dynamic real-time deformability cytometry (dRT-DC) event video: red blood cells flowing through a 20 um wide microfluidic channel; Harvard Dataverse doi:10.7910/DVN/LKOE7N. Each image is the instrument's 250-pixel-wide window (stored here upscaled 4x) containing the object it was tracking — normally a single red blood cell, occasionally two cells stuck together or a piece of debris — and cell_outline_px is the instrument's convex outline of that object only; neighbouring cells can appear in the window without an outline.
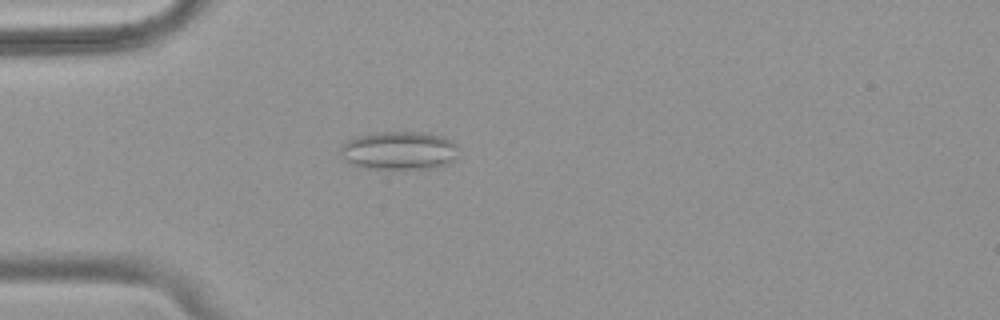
{"species": "common noctule bat (a hibernating species)", "species_latin": "Nyctalus noctula", "temperature_condition": "warm", "stored_images_in_passage": 53, "camera_frame_rate_fps": 3000, "um_per_image_px": 0.085, "animal": {"sex": "female", "body_mass_g": 18.4}, "frame": {"image": 1, "passage_image": 15, "time_ms": 4.667, "image_size_px": [1000, 320], "cell_outline_px": [[456, 156], [448, 164], [432, 168], [368, 168], [352, 164], [344, 160], [340, 152], [340, 148], [348, 140], [360, 136], [376, 132], [424, 132], [444, 136], [452, 140], [456, 144]], "centroid_in_image_um": [33.94, 12.78], "position_along_channel_um": 51.1, "area_um2": 26.18}}
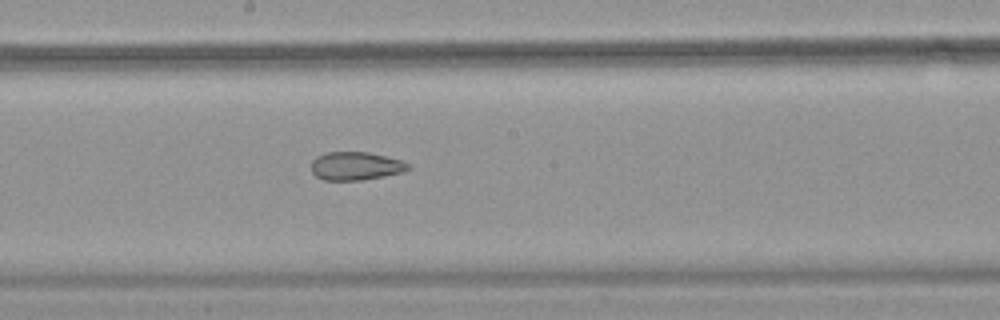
{"frame": {"image": 2, "passage_image": 29, "time_ms": 9.333, "image_size_px": [1000, 320], "cell_outline_px": [[412, 168], [400, 172], [384, 176], [360, 180], [324, 180], [316, 176], [312, 172], [312, 160], [316, 156], [324, 152], [368, 152], [400, 160], [412, 164]], "centroid_in_image_um": [30.23, 14.1], "position_along_channel_um": 218.0, "area_um2": 15.95}}
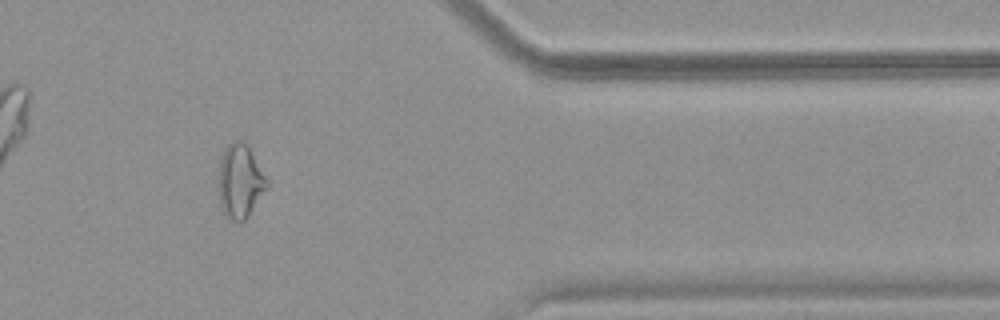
{"frame": {"image": 3, "passage_image": 44, "time_ms": 14.333, "image_size_px": [1000, 320], "cell_outline_px": [[268, 188], [248, 216], [240, 224], [232, 220], [224, 212], [220, 204], [220, 160], [224, 148], [232, 140], [240, 140], [248, 148], [264, 176], [268, 184]], "centroid_in_image_um": [20.4, 15.44], "position_along_channel_um": 391.0, "area_um2": 20.11}, "authors_computed_cell_mechanics": {"area_um2": 21.3282, "velocity_mm_per_s": 3.8455, "shape_relaxation_time_tau1_ms": null, "shape_relaxation_time_tau2_ms": 3.2808, "deformation_change_tau1": null, "deformation_change_tau2": 0.1056}}